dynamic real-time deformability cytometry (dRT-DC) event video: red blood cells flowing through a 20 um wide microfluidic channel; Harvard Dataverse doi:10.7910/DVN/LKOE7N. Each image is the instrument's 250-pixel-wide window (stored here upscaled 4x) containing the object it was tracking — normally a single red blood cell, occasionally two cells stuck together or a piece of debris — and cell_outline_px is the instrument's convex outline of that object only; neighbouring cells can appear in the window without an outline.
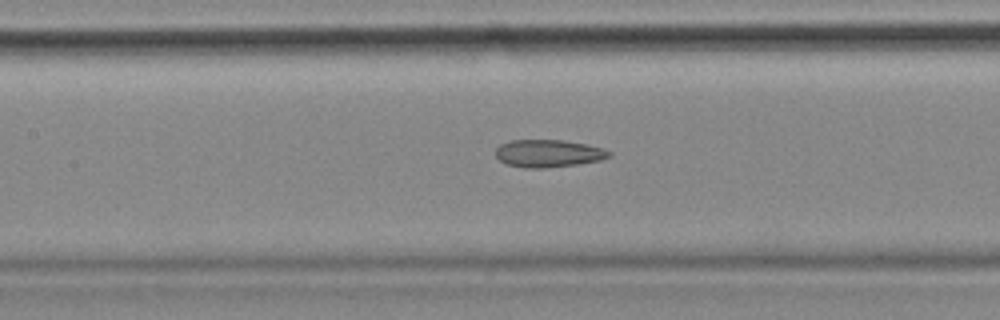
{"species": "common noctule bat (a hibernating species)", "species_latin": "Nyctalus noctula", "temperature_condition": "cold", "stored_images_in_passage": 56, "camera_frame_rate_fps": 3000, "um_per_image_px": 0.085, "animal": {"sex": "female", "body_mass_g": 18.4}, "frame": {"image": 1, "passage_image": 25, "time_ms": 8.0, "image_size_px": [1000, 320], "cell_outline_px": [[612, 156], [600, 160], [576, 164], [544, 168], [524, 168], [508, 164], [500, 160], [496, 156], [496, 148], [500, 144], [512, 140], [564, 140], [588, 144], [612, 152]], "centroid_in_image_um": [46.61, 13.03], "position_along_channel_um": 160.8, "area_um2": 18.15}, "authors_computed_cell_mechanics": {"area_um2": 19.941, "velocity_mm_per_s": 3.5515, "shape_relaxation_time_tau1_ms": null, "shape_relaxation_time_tau2_ms": 6.1132, "deformation_change_tau1": null, "deformation_change_tau2": 0.1484}}